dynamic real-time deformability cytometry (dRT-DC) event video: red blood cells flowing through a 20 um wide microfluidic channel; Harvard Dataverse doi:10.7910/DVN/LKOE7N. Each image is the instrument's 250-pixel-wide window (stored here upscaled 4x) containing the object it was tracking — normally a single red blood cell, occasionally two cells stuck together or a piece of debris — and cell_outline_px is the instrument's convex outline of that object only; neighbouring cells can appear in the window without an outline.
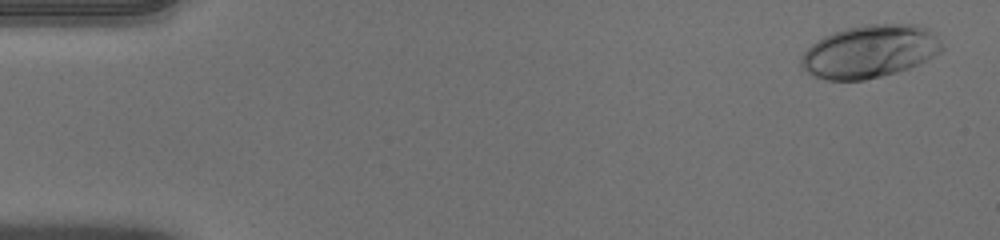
{"species": "human", "species_latin": "Homo sapiens", "temperature_condition": "warm", "stored_images_in_passage": 51, "camera_frame_rate_fps": 3000, "um_per_image_px": 0.085, "donor": {"sex": "male"}, "frame": {"image": 1, "passage_image": 2, "time_ms": 0.333, "image_size_px": [1000, 240], "cell_outline_px": [[944, 48], [940, 52], [908, 68], [896, 72], [864, 80], [828, 80], [812, 76], [800, 64], [800, 56], [812, 44], [824, 36], [848, 28], [868, 24], [916, 24], [928, 28], [932, 32]], "centroid_in_image_um": [73.91, 4.37], "position_along_channel_um": 11.1, "area_um2": 42.83}}
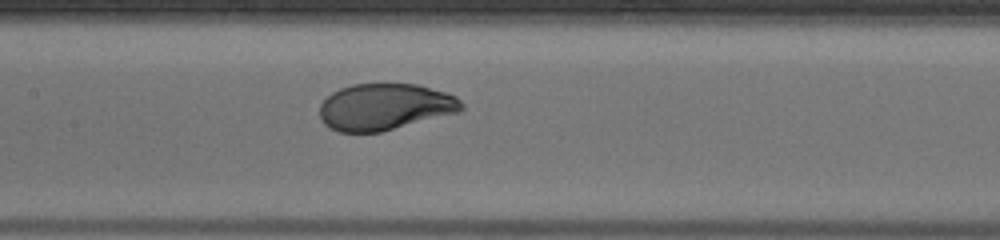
{"frame": {"image": 2, "passage_image": 25, "time_ms": 8.0, "image_size_px": [1000, 240], "cell_outline_px": [[464, 108], [460, 112], [380, 132], [340, 132], [328, 128], [320, 120], [320, 104], [332, 92], [340, 88], [352, 84], [416, 84], [444, 92], [456, 96], [464, 104]], "centroid_in_image_um": [32.7, 9.09], "position_along_channel_um": 174.7, "area_um2": 38.55}}
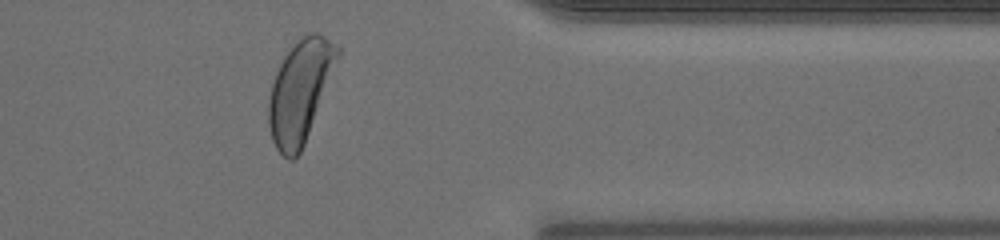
{"frame": {"image": 3, "passage_image": 42, "time_ms": 13.667, "image_size_px": [1000, 240], "cell_outline_px": [[340, 52], [304, 144], [300, 152], [292, 160], [288, 160], [276, 148], [272, 140], [268, 124], [268, 100], [272, 84], [276, 72], [284, 56], [304, 36], [312, 32], [316, 32], [324, 36], [336, 44], [340, 48]], "centroid_in_image_um": [25.47, 7.78], "position_along_channel_um": 385.9, "area_um2": 39.82}, "authors_computed_cell_mechanics": {"area_um2": 39.9976, "velocity_mm_per_s": 3.9605, "shape_relaxation_time_tau1_ms": 2.5539, "shape_relaxation_time_tau2_ms": null, "deformation_change_tau1": 0.1734, "deformation_change_tau2": null}}